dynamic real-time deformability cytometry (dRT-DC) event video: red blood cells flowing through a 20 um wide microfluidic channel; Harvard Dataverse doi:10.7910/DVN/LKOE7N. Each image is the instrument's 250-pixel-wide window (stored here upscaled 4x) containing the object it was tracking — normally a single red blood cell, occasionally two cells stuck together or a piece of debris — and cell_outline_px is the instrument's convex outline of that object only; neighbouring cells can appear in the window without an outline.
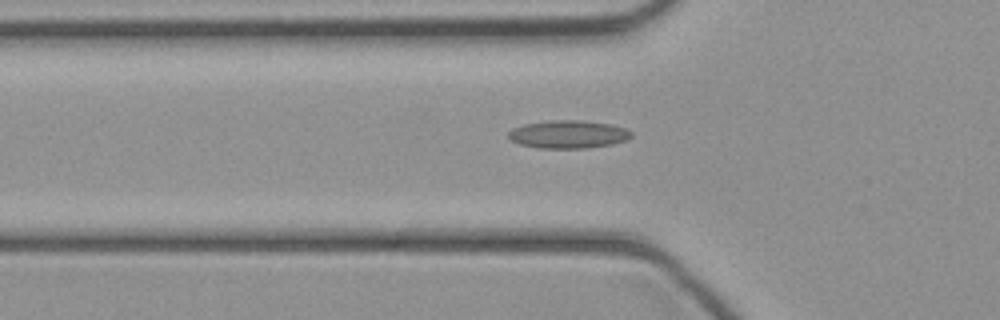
{"species": "common noctule bat (a hibernating species)", "species_latin": "Nyctalus noctula", "temperature_condition": "cold", "stored_images_in_passage": 41, "camera_frame_rate_fps": 3000, "um_per_image_px": 0.085, "animal": {"sex": "female", "body_mass_g": 21.9}, "frame": {"image": 1, "passage_image": 14, "time_ms": 4.333, "image_size_px": [1000, 320], "cell_outline_px": [[632, 136], [624, 140], [612, 144], [588, 148], [540, 148], [520, 144], [512, 140], [508, 136], [508, 132], [512, 128], [524, 124], [552, 120], [580, 120], [612, 124], [628, 128], [632, 132]], "centroid_in_image_um": [48.32, 11.41], "position_along_channel_um": 77.5, "area_um2": 20.06}}
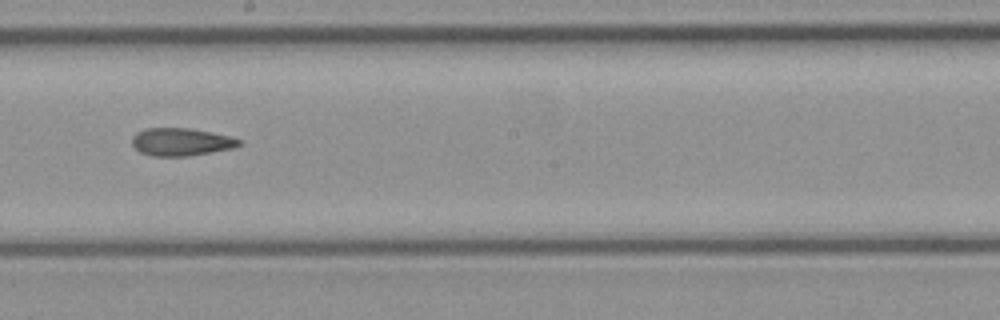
{"frame": {"image": 2, "passage_image": 24, "time_ms": 7.667, "image_size_px": [1000, 320], "cell_outline_px": [[244, 144], [236, 148], [188, 156], [152, 156], [140, 152], [132, 144], [132, 136], [136, 132], [144, 128], [192, 128], [232, 136], [244, 140]], "centroid_in_image_um": [15.47, 12.05], "position_along_channel_um": 232.7, "area_um2": 17.74}}
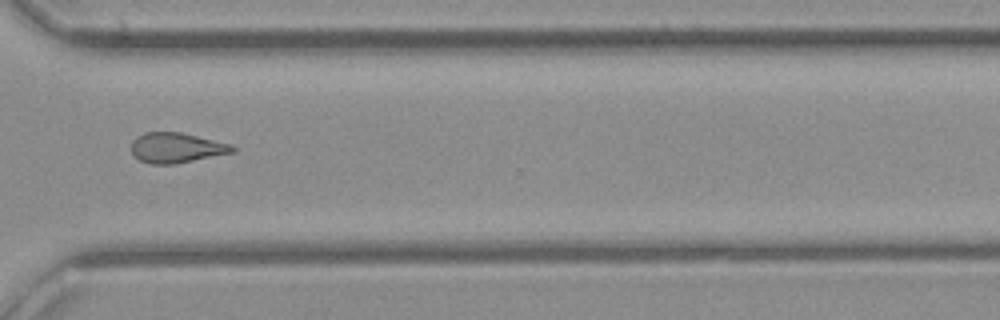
{"frame": {"image": 3, "passage_image": 32, "time_ms": 10.333, "image_size_px": [1000, 320], "cell_outline_px": [[236, 152], [176, 164], [152, 164], [140, 160], [132, 152], [132, 140], [136, 136], [144, 132], [180, 132], [232, 144], [236, 148]], "centroid_in_image_um": [15.02, 12.56], "position_along_channel_um": 355.6, "area_um2": 17.86}}